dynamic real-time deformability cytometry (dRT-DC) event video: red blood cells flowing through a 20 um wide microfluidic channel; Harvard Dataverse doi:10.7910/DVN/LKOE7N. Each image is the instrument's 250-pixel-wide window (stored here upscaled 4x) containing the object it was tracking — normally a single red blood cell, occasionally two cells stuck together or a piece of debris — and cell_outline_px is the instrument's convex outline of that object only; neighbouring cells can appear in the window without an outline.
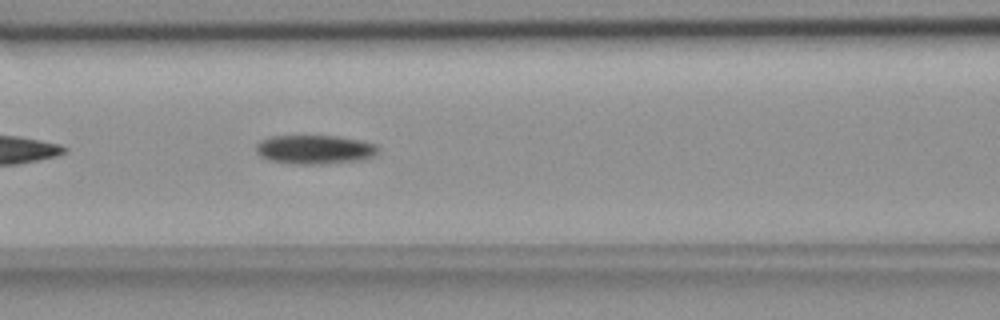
{"species": "common noctule bat (a hibernating species)", "species_latin": "Nyctalus noctula", "temperature_condition": "room temperature", "stored_images_in_passage": 15, "camera_frame_rate_fps": 3000, "um_per_image_px": 0.085, "animal": {"sex": "female", "body_mass_g": 18.4}, "frame": {"image": 1, "passage_image": 9, "time_ms": 2.667, "image_size_px": [1000, 320], "cell_outline_px": [[380, 148], [376, 156], [368, 160], [328, 164], [292, 164], [268, 160], [260, 156], [256, 152], [256, 144], [260, 140], [272, 136], [336, 136], [360, 140], [376, 144]], "centroid_in_image_um": [26.81, 12.73], "position_along_channel_um": 139.8, "area_um2": 21.15}}
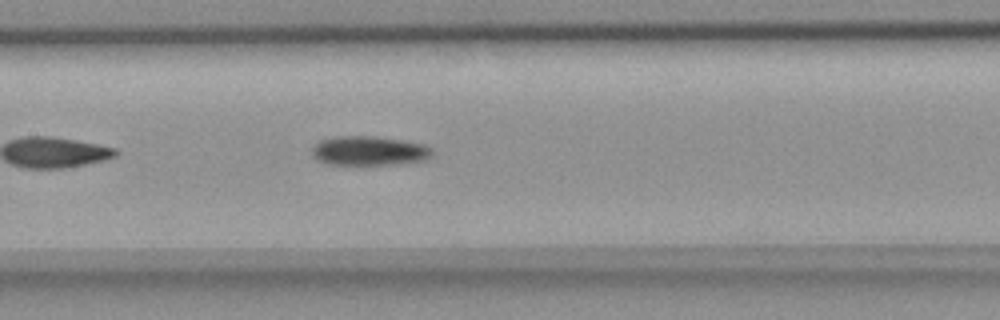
{"frame": {"image": 2, "passage_image": 12, "time_ms": 3.667, "image_size_px": [1000, 320], "cell_outline_px": [[432, 156], [428, 160], [400, 164], [324, 164], [316, 160], [312, 156], [312, 148], [320, 140], [332, 136], [376, 136], [404, 140], [424, 144], [432, 148]], "centroid_in_image_um": [31.39, 12.82], "position_along_channel_um": 176.0, "area_um2": 20.92}}